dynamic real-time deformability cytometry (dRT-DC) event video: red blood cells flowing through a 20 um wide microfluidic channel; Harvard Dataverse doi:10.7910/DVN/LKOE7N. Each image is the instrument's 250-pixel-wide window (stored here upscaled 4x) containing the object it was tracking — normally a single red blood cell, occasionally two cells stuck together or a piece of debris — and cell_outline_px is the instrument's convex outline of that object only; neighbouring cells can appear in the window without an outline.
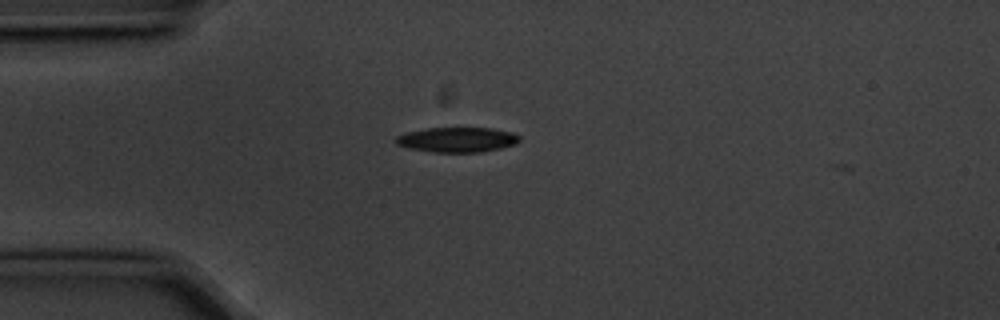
{"species": "common noctule bat (a hibernating species)", "species_latin": "Nyctalus noctula", "temperature_condition": "cold", "stored_images_in_passage": 6, "camera_frame_rate_fps": 3000, "um_per_image_px": 0.085, "animal": {"sex": "male", "body_mass_g": 20.1, "forearm_length_mm": 53.5}, "frame": {"image": 1, "passage_image": 3, "time_ms": 0.667, "image_size_px": [1000, 320], "cell_outline_px": [[520, 140], [516, 144], [500, 148], [480, 152], [432, 152], [408, 148], [396, 144], [392, 140], [396, 136], [408, 132], [428, 128], [492, 128], [512, 132], [520, 136]], "centroid_in_image_um": [38.84, 11.87], "position_along_channel_um": 46.2, "area_um2": 18.03}}